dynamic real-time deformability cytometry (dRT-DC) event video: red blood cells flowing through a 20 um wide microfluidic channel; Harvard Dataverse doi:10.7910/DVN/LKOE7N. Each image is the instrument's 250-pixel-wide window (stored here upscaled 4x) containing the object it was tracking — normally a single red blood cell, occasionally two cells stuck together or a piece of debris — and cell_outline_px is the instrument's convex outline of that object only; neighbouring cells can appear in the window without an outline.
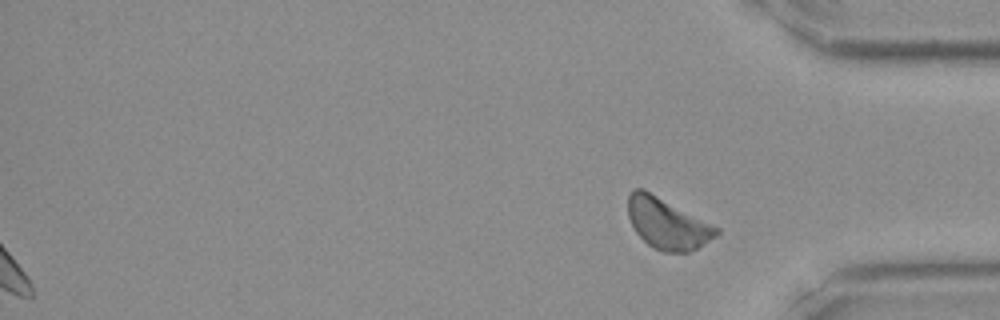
{"species": "Egyptian fruit bat (a non-hibernating species)", "species_latin": "Rousettus aegyptiacus", "temperature_condition": "room temperature", "stored_images_in_passage": 36, "segment_of_instrument_passage": [2, 2], "camera_frame_rate_fps": 3000, "um_per_image_px": 0.085, "frame": {"image": 1, "passage_image": 36, "time_ms": 11.667, "image_size_px": [1000, 320], "cell_outline_px": [[720, 232], [716, 236], [696, 248], [688, 252], [664, 252], [652, 248], [636, 232], [628, 216], [628, 192], [632, 188], [644, 188], [720, 228]], "centroid_in_image_um": [56.7, 18.97], "position_along_channel_um": 378.5, "area_um2": 26.24}}